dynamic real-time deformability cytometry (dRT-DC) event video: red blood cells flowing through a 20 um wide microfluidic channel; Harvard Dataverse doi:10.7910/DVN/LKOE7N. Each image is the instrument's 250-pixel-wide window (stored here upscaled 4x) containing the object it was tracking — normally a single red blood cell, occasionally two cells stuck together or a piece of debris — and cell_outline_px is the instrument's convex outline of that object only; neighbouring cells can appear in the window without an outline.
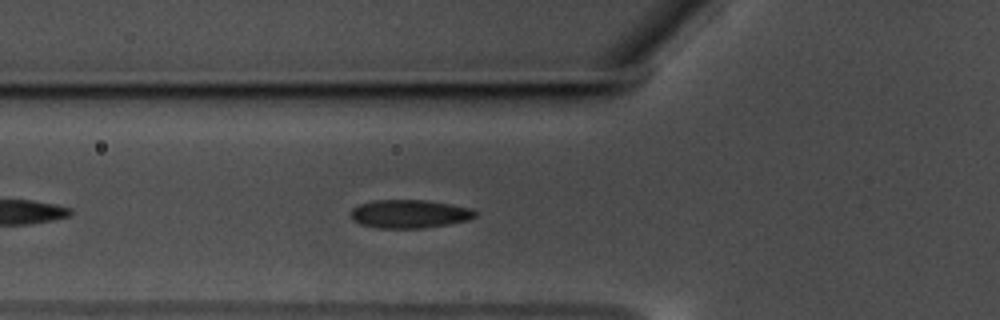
{"species": "common noctule bat (a hibernating species)", "species_latin": "Nyctalus noctula", "temperature_condition": "warm", "stored_images_in_passage": 14, "camera_frame_rate_fps": 3000, "um_per_image_px": 0.085, "animal": {"sex": "male", "body_mass_g": 17.5, "forearm_length_mm": 52.3}, "frame": {"image": 1, "passage_image": 7, "time_ms": 2.0, "image_size_px": [1000, 320], "cell_outline_px": [[480, 212], [476, 216], [468, 220], [448, 224], [424, 228], [376, 228], [360, 224], [352, 220], [352, 208], [360, 204], [372, 200], [424, 200], [452, 204], [472, 208]], "centroid_in_image_um": [34.84, 18.18], "position_along_channel_um": 91.0, "area_um2": 20.75}}